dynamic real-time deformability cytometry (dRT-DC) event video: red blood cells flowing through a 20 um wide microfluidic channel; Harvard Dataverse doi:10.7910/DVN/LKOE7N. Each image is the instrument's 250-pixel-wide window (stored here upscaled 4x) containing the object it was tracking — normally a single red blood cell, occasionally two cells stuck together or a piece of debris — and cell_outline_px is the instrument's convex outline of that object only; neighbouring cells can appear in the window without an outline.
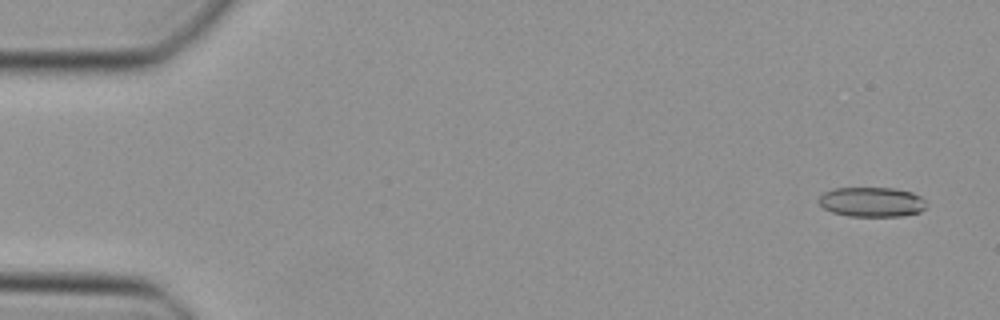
{"species": "Egyptian fruit bat (a non-hibernating species)", "species_latin": "Rousettus aegyptiacus", "temperature_condition": "cold", "stored_images_in_passage": 47, "camera_frame_rate_fps": 3000, "um_per_image_px": 0.085, "animal": {"sex": "female"}, "frame": {"image": 1, "passage_image": 3, "time_ms": 0.667, "image_size_px": [1000, 320], "cell_outline_px": [[924, 208], [920, 212], [900, 216], [848, 216], [832, 212], [824, 208], [820, 204], [820, 196], [824, 192], [832, 188], [892, 188], [912, 192], [920, 196], [924, 200]], "centroid_in_image_um": [74.08, 17.16], "position_along_channel_um": 10.9, "area_um2": 18.5}}
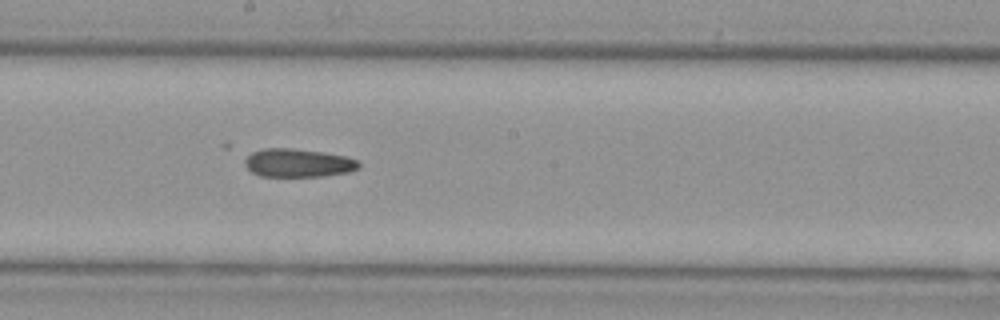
{"frame": {"image": 2, "passage_image": 27, "time_ms": 8.667, "image_size_px": [1000, 320], "cell_outline_px": [[360, 168], [348, 172], [320, 176], [260, 176], [252, 172], [244, 164], [244, 156], [252, 152], [264, 148], [292, 148], [324, 152], [344, 156], [356, 160], [360, 164]], "centroid_in_image_um": [25.29, 13.84], "position_along_channel_um": 222.9, "area_um2": 18.84}}
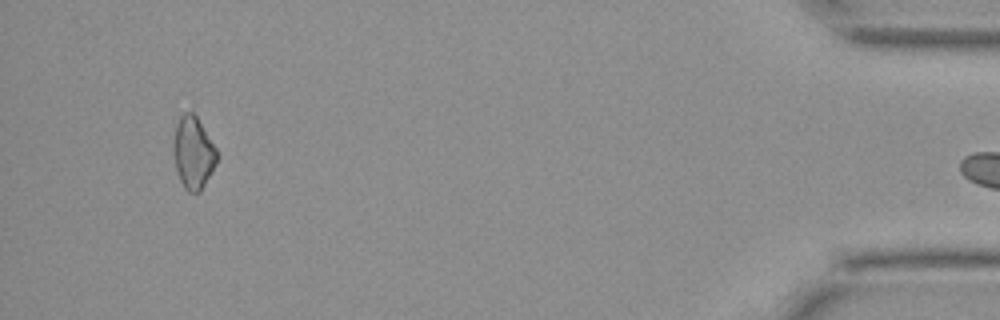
{"frame": {"image": 3, "passage_image": 46, "time_ms": 15.0, "image_size_px": [1000, 320], "cell_outline_px": [[220, 156], [216, 164], [200, 192], [188, 192], [184, 188], [180, 180], [176, 168], [172, 152], [176, 124], [180, 116], [184, 112], [192, 112], [196, 116], [216, 148]], "centroid_in_image_um": [16.43, 12.99], "position_along_channel_um": 418.8, "area_um2": 18.32}}